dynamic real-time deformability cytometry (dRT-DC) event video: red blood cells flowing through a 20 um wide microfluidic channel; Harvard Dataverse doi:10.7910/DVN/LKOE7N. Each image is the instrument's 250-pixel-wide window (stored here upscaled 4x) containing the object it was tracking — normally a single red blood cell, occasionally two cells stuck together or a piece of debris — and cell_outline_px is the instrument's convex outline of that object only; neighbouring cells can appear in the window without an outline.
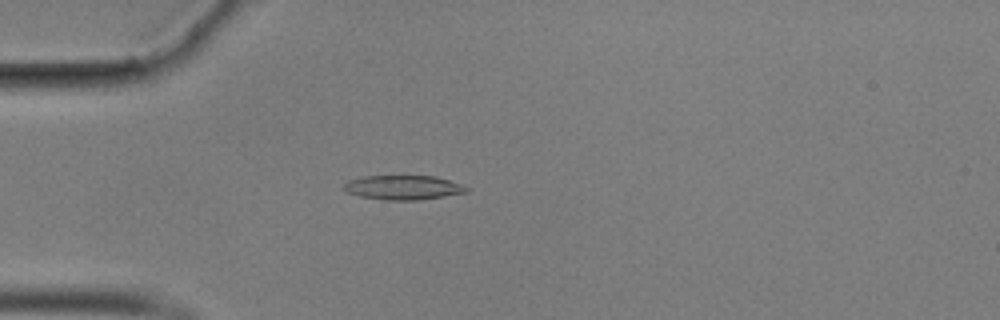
{"species": "common noctule bat (a hibernating species)", "species_latin": "Nyctalus noctula", "temperature_condition": "cold", "stored_images_in_passage": 42, "camera_frame_rate_fps": 3000, "um_per_image_px": 0.085, "animal": {"sex": "male", "body_mass_g": 17.9}, "frame": {"image": 1, "passage_image": 1, "time_ms": 0.0, "image_size_px": [1000, 320], "cell_outline_px": [[468, 192], [444, 196], [416, 200], [384, 200], [360, 196], [348, 192], [344, 188], [344, 184], [348, 180], [364, 176], [436, 176], [460, 184], [468, 188]], "centroid_in_image_um": [34.26, 15.93], "position_along_channel_um": 50.7, "area_um2": 17.22}}
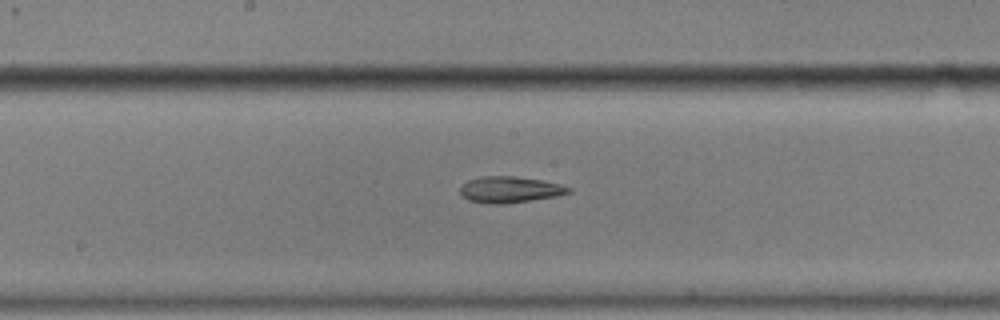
{"frame": {"image": 2, "passage_image": 15, "time_ms": 4.667, "image_size_px": [1000, 320], "cell_outline_px": [[572, 192], [556, 196], [532, 200], [504, 204], [484, 204], [468, 200], [460, 192], [460, 188], [468, 180], [484, 176], [512, 176], [540, 180], [560, 184], [572, 188]], "centroid_in_image_um": [43.34, 16.13], "position_along_channel_um": 204.9, "area_um2": 16.53}}
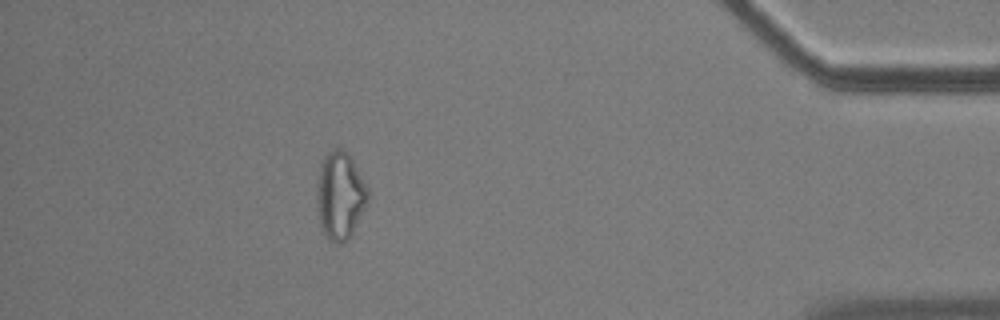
{"frame": {"image": 3, "passage_image": 36, "time_ms": 11.667, "image_size_px": [1000, 320], "cell_outline_px": [[368, 204], [348, 240], [340, 244], [336, 244], [328, 240], [324, 236], [320, 224], [316, 204], [316, 180], [320, 164], [324, 156], [328, 152], [336, 148], [344, 148], [348, 152], [368, 188]], "centroid_in_image_um": [28.88, 16.63], "position_along_channel_um": 406.3, "area_um2": 26.65}, "authors_computed_cell_mechanics": {"area_um2": 17.8024, "velocity_mm_per_s": 3.539, "shape_relaxation_time_tau1_ms": null, "shape_relaxation_time_tau2_ms": 4.9374, "deformation_change_tau1": null, "deformation_change_tau2": 0.1538}}